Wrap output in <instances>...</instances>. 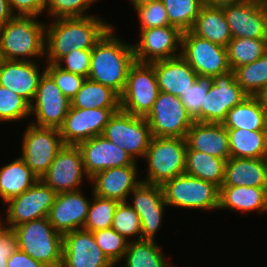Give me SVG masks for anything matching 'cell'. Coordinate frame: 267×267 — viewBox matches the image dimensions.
I'll list each match as a JSON object with an SVG mask.
<instances>
[{
    "label": "cell",
    "mask_w": 267,
    "mask_h": 267,
    "mask_svg": "<svg viewBox=\"0 0 267 267\" xmlns=\"http://www.w3.org/2000/svg\"><path fill=\"white\" fill-rule=\"evenodd\" d=\"M100 16L58 18L45 26V61L55 64L74 49H93L112 27Z\"/></svg>",
    "instance_id": "1"
},
{
    "label": "cell",
    "mask_w": 267,
    "mask_h": 267,
    "mask_svg": "<svg viewBox=\"0 0 267 267\" xmlns=\"http://www.w3.org/2000/svg\"><path fill=\"white\" fill-rule=\"evenodd\" d=\"M114 28L112 26L93 47L88 79L121 95L129 69L136 61L132 43L119 38Z\"/></svg>",
    "instance_id": "2"
},
{
    "label": "cell",
    "mask_w": 267,
    "mask_h": 267,
    "mask_svg": "<svg viewBox=\"0 0 267 267\" xmlns=\"http://www.w3.org/2000/svg\"><path fill=\"white\" fill-rule=\"evenodd\" d=\"M45 26L38 17L14 16L0 27V59L36 61L37 57L45 58Z\"/></svg>",
    "instance_id": "3"
},
{
    "label": "cell",
    "mask_w": 267,
    "mask_h": 267,
    "mask_svg": "<svg viewBox=\"0 0 267 267\" xmlns=\"http://www.w3.org/2000/svg\"><path fill=\"white\" fill-rule=\"evenodd\" d=\"M18 249L46 267H61L63 235L57 232L48 217L16 226Z\"/></svg>",
    "instance_id": "4"
},
{
    "label": "cell",
    "mask_w": 267,
    "mask_h": 267,
    "mask_svg": "<svg viewBox=\"0 0 267 267\" xmlns=\"http://www.w3.org/2000/svg\"><path fill=\"white\" fill-rule=\"evenodd\" d=\"M187 144L185 138L152 137L144 160L147 162L146 177L142 182L162 185L185 173Z\"/></svg>",
    "instance_id": "5"
},
{
    "label": "cell",
    "mask_w": 267,
    "mask_h": 267,
    "mask_svg": "<svg viewBox=\"0 0 267 267\" xmlns=\"http://www.w3.org/2000/svg\"><path fill=\"white\" fill-rule=\"evenodd\" d=\"M161 188L168 206L203 211L219 208L220 188L186 173L164 182Z\"/></svg>",
    "instance_id": "6"
},
{
    "label": "cell",
    "mask_w": 267,
    "mask_h": 267,
    "mask_svg": "<svg viewBox=\"0 0 267 267\" xmlns=\"http://www.w3.org/2000/svg\"><path fill=\"white\" fill-rule=\"evenodd\" d=\"M102 136L125 150L137 163L139 158L144 159L153 137L145 117L134 116L121 109L110 117Z\"/></svg>",
    "instance_id": "7"
},
{
    "label": "cell",
    "mask_w": 267,
    "mask_h": 267,
    "mask_svg": "<svg viewBox=\"0 0 267 267\" xmlns=\"http://www.w3.org/2000/svg\"><path fill=\"white\" fill-rule=\"evenodd\" d=\"M159 92L154 67L150 63L135 62L129 69L124 91L120 95L121 110L146 117Z\"/></svg>",
    "instance_id": "8"
},
{
    "label": "cell",
    "mask_w": 267,
    "mask_h": 267,
    "mask_svg": "<svg viewBox=\"0 0 267 267\" xmlns=\"http://www.w3.org/2000/svg\"><path fill=\"white\" fill-rule=\"evenodd\" d=\"M22 136V154L19 157L41 179L64 146L59 129L39 127L29 122Z\"/></svg>",
    "instance_id": "9"
},
{
    "label": "cell",
    "mask_w": 267,
    "mask_h": 267,
    "mask_svg": "<svg viewBox=\"0 0 267 267\" xmlns=\"http://www.w3.org/2000/svg\"><path fill=\"white\" fill-rule=\"evenodd\" d=\"M56 194L39 179L32 187L4 204L7 205L6 216L4 220L0 217V224L13 230L21 224L48 217Z\"/></svg>",
    "instance_id": "10"
},
{
    "label": "cell",
    "mask_w": 267,
    "mask_h": 267,
    "mask_svg": "<svg viewBox=\"0 0 267 267\" xmlns=\"http://www.w3.org/2000/svg\"><path fill=\"white\" fill-rule=\"evenodd\" d=\"M145 118L153 137L185 138L194 123L180 97L161 91Z\"/></svg>",
    "instance_id": "11"
},
{
    "label": "cell",
    "mask_w": 267,
    "mask_h": 267,
    "mask_svg": "<svg viewBox=\"0 0 267 267\" xmlns=\"http://www.w3.org/2000/svg\"><path fill=\"white\" fill-rule=\"evenodd\" d=\"M181 56L198 76L213 77L231 70L226 47L200 38L191 30L182 34Z\"/></svg>",
    "instance_id": "12"
},
{
    "label": "cell",
    "mask_w": 267,
    "mask_h": 267,
    "mask_svg": "<svg viewBox=\"0 0 267 267\" xmlns=\"http://www.w3.org/2000/svg\"><path fill=\"white\" fill-rule=\"evenodd\" d=\"M213 83L202 102L200 122L222 123L227 113L248 95L235 79L234 70L213 76Z\"/></svg>",
    "instance_id": "13"
},
{
    "label": "cell",
    "mask_w": 267,
    "mask_h": 267,
    "mask_svg": "<svg viewBox=\"0 0 267 267\" xmlns=\"http://www.w3.org/2000/svg\"><path fill=\"white\" fill-rule=\"evenodd\" d=\"M71 101L64 96L53 78L45 71L40 78L35 96L30 103L33 125L59 129L66 117Z\"/></svg>",
    "instance_id": "14"
},
{
    "label": "cell",
    "mask_w": 267,
    "mask_h": 267,
    "mask_svg": "<svg viewBox=\"0 0 267 267\" xmlns=\"http://www.w3.org/2000/svg\"><path fill=\"white\" fill-rule=\"evenodd\" d=\"M139 34V41L132 44L136 62L152 63L181 56L183 32L177 27L148 28Z\"/></svg>",
    "instance_id": "15"
},
{
    "label": "cell",
    "mask_w": 267,
    "mask_h": 267,
    "mask_svg": "<svg viewBox=\"0 0 267 267\" xmlns=\"http://www.w3.org/2000/svg\"><path fill=\"white\" fill-rule=\"evenodd\" d=\"M90 181L85 173L81 151L77 145H64L41 180L56 193L80 190V185Z\"/></svg>",
    "instance_id": "16"
},
{
    "label": "cell",
    "mask_w": 267,
    "mask_h": 267,
    "mask_svg": "<svg viewBox=\"0 0 267 267\" xmlns=\"http://www.w3.org/2000/svg\"><path fill=\"white\" fill-rule=\"evenodd\" d=\"M120 109H82L70 107L59 132L64 145H78L102 135L110 117Z\"/></svg>",
    "instance_id": "17"
},
{
    "label": "cell",
    "mask_w": 267,
    "mask_h": 267,
    "mask_svg": "<svg viewBox=\"0 0 267 267\" xmlns=\"http://www.w3.org/2000/svg\"><path fill=\"white\" fill-rule=\"evenodd\" d=\"M128 204L137 212L141 220L142 239L155 240L162 226L167 203L164 201L160 185L142 182L129 194ZM132 202V203H131Z\"/></svg>",
    "instance_id": "18"
},
{
    "label": "cell",
    "mask_w": 267,
    "mask_h": 267,
    "mask_svg": "<svg viewBox=\"0 0 267 267\" xmlns=\"http://www.w3.org/2000/svg\"><path fill=\"white\" fill-rule=\"evenodd\" d=\"M97 245L93 232L77 229L63 235L61 267H112Z\"/></svg>",
    "instance_id": "19"
},
{
    "label": "cell",
    "mask_w": 267,
    "mask_h": 267,
    "mask_svg": "<svg viewBox=\"0 0 267 267\" xmlns=\"http://www.w3.org/2000/svg\"><path fill=\"white\" fill-rule=\"evenodd\" d=\"M77 146L81 151L84 170L89 179L108 168L138 166L125 150L102 135L82 141Z\"/></svg>",
    "instance_id": "20"
},
{
    "label": "cell",
    "mask_w": 267,
    "mask_h": 267,
    "mask_svg": "<svg viewBox=\"0 0 267 267\" xmlns=\"http://www.w3.org/2000/svg\"><path fill=\"white\" fill-rule=\"evenodd\" d=\"M232 38H267V12L260 0L223 7Z\"/></svg>",
    "instance_id": "21"
},
{
    "label": "cell",
    "mask_w": 267,
    "mask_h": 267,
    "mask_svg": "<svg viewBox=\"0 0 267 267\" xmlns=\"http://www.w3.org/2000/svg\"><path fill=\"white\" fill-rule=\"evenodd\" d=\"M89 198L82 189L57 193L48 219L60 234L83 229L90 206Z\"/></svg>",
    "instance_id": "22"
},
{
    "label": "cell",
    "mask_w": 267,
    "mask_h": 267,
    "mask_svg": "<svg viewBox=\"0 0 267 267\" xmlns=\"http://www.w3.org/2000/svg\"><path fill=\"white\" fill-rule=\"evenodd\" d=\"M38 62L0 59V86L32 102L45 67L40 72Z\"/></svg>",
    "instance_id": "23"
},
{
    "label": "cell",
    "mask_w": 267,
    "mask_h": 267,
    "mask_svg": "<svg viewBox=\"0 0 267 267\" xmlns=\"http://www.w3.org/2000/svg\"><path fill=\"white\" fill-rule=\"evenodd\" d=\"M138 170V166H123L100 171L90 178L92 193L126 202L129 194L141 183Z\"/></svg>",
    "instance_id": "24"
},
{
    "label": "cell",
    "mask_w": 267,
    "mask_h": 267,
    "mask_svg": "<svg viewBox=\"0 0 267 267\" xmlns=\"http://www.w3.org/2000/svg\"><path fill=\"white\" fill-rule=\"evenodd\" d=\"M185 140L186 150H196L224 160L230 158L227 129L222 123L194 121Z\"/></svg>",
    "instance_id": "25"
},
{
    "label": "cell",
    "mask_w": 267,
    "mask_h": 267,
    "mask_svg": "<svg viewBox=\"0 0 267 267\" xmlns=\"http://www.w3.org/2000/svg\"><path fill=\"white\" fill-rule=\"evenodd\" d=\"M150 64L154 67L159 90L177 97L186 93L198 76L182 56Z\"/></svg>",
    "instance_id": "26"
},
{
    "label": "cell",
    "mask_w": 267,
    "mask_h": 267,
    "mask_svg": "<svg viewBox=\"0 0 267 267\" xmlns=\"http://www.w3.org/2000/svg\"><path fill=\"white\" fill-rule=\"evenodd\" d=\"M221 186L267 188V158L230 157Z\"/></svg>",
    "instance_id": "27"
},
{
    "label": "cell",
    "mask_w": 267,
    "mask_h": 267,
    "mask_svg": "<svg viewBox=\"0 0 267 267\" xmlns=\"http://www.w3.org/2000/svg\"><path fill=\"white\" fill-rule=\"evenodd\" d=\"M218 210L267 213V188L221 186Z\"/></svg>",
    "instance_id": "28"
},
{
    "label": "cell",
    "mask_w": 267,
    "mask_h": 267,
    "mask_svg": "<svg viewBox=\"0 0 267 267\" xmlns=\"http://www.w3.org/2000/svg\"><path fill=\"white\" fill-rule=\"evenodd\" d=\"M191 31L200 38L224 47L232 39L223 8L207 2L201 7Z\"/></svg>",
    "instance_id": "29"
},
{
    "label": "cell",
    "mask_w": 267,
    "mask_h": 267,
    "mask_svg": "<svg viewBox=\"0 0 267 267\" xmlns=\"http://www.w3.org/2000/svg\"><path fill=\"white\" fill-rule=\"evenodd\" d=\"M39 178L18 157L0 168V199L4 203L32 187Z\"/></svg>",
    "instance_id": "30"
},
{
    "label": "cell",
    "mask_w": 267,
    "mask_h": 267,
    "mask_svg": "<svg viewBox=\"0 0 267 267\" xmlns=\"http://www.w3.org/2000/svg\"><path fill=\"white\" fill-rule=\"evenodd\" d=\"M222 124L226 129L267 131V114L255 96H248L227 113Z\"/></svg>",
    "instance_id": "31"
},
{
    "label": "cell",
    "mask_w": 267,
    "mask_h": 267,
    "mask_svg": "<svg viewBox=\"0 0 267 267\" xmlns=\"http://www.w3.org/2000/svg\"><path fill=\"white\" fill-rule=\"evenodd\" d=\"M70 107L121 109L120 95L113 89L86 78L81 89L71 100Z\"/></svg>",
    "instance_id": "32"
},
{
    "label": "cell",
    "mask_w": 267,
    "mask_h": 267,
    "mask_svg": "<svg viewBox=\"0 0 267 267\" xmlns=\"http://www.w3.org/2000/svg\"><path fill=\"white\" fill-rule=\"evenodd\" d=\"M230 157L267 158V131L227 129Z\"/></svg>",
    "instance_id": "33"
},
{
    "label": "cell",
    "mask_w": 267,
    "mask_h": 267,
    "mask_svg": "<svg viewBox=\"0 0 267 267\" xmlns=\"http://www.w3.org/2000/svg\"><path fill=\"white\" fill-rule=\"evenodd\" d=\"M155 240L129 241L123 255L124 266L118 267H173Z\"/></svg>",
    "instance_id": "34"
},
{
    "label": "cell",
    "mask_w": 267,
    "mask_h": 267,
    "mask_svg": "<svg viewBox=\"0 0 267 267\" xmlns=\"http://www.w3.org/2000/svg\"><path fill=\"white\" fill-rule=\"evenodd\" d=\"M227 160L196 150H186L185 173L221 187Z\"/></svg>",
    "instance_id": "35"
},
{
    "label": "cell",
    "mask_w": 267,
    "mask_h": 267,
    "mask_svg": "<svg viewBox=\"0 0 267 267\" xmlns=\"http://www.w3.org/2000/svg\"><path fill=\"white\" fill-rule=\"evenodd\" d=\"M231 70L250 64L267 52V38H232L226 46Z\"/></svg>",
    "instance_id": "36"
},
{
    "label": "cell",
    "mask_w": 267,
    "mask_h": 267,
    "mask_svg": "<svg viewBox=\"0 0 267 267\" xmlns=\"http://www.w3.org/2000/svg\"><path fill=\"white\" fill-rule=\"evenodd\" d=\"M171 26L182 32L192 30L205 0H162Z\"/></svg>",
    "instance_id": "37"
},
{
    "label": "cell",
    "mask_w": 267,
    "mask_h": 267,
    "mask_svg": "<svg viewBox=\"0 0 267 267\" xmlns=\"http://www.w3.org/2000/svg\"><path fill=\"white\" fill-rule=\"evenodd\" d=\"M235 79L248 96L267 86V52L250 64L234 69Z\"/></svg>",
    "instance_id": "38"
},
{
    "label": "cell",
    "mask_w": 267,
    "mask_h": 267,
    "mask_svg": "<svg viewBox=\"0 0 267 267\" xmlns=\"http://www.w3.org/2000/svg\"><path fill=\"white\" fill-rule=\"evenodd\" d=\"M89 211L83 229L97 231L112 227L113 216L119 201L92 194Z\"/></svg>",
    "instance_id": "39"
},
{
    "label": "cell",
    "mask_w": 267,
    "mask_h": 267,
    "mask_svg": "<svg viewBox=\"0 0 267 267\" xmlns=\"http://www.w3.org/2000/svg\"><path fill=\"white\" fill-rule=\"evenodd\" d=\"M112 228L128 241H132L133 236V240L142 239L140 217L127 201L118 203L113 216Z\"/></svg>",
    "instance_id": "40"
},
{
    "label": "cell",
    "mask_w": 267,
    "mask_h": 267,
    "mask_svg": "<svg viewBox=\"0 0 267 267\" xmlns=\"http://www.w3.org/2000/svg\"><path fill=\"white\" fill-rule=\"evenodd\" d=\"M28 117H31L30 104L21 96L0 86V123H13Z\"/></svg>",
    "instance_id": "41"
},
{
    "label": "cell",
    "mask_w": 267,
    "mask_h": 267,
    "mask_svg": "<svg viewBox=\"0 0 267 267\" xmlns=\"http://www.w3.org/2000/svg\"><path fill=\"white\" fill-rule=\"evenodd\" d=\"M94 239L103 253L113 264L119 265L125 254L129 241L112 227L93 232Z\"/></svg>",
    "instance_id": "42"
},
{
    "label": "cell",
    "mask_w": 267,
    "mask_h": 267,
    "mask_svg": "<svg viewBox=\"0 0 267 267\" xmlns=\"http://www.w3.org/2000/svg\"><path fill=\"white\" fill-rule=\"evenodd\" d=\"M98 0H46L45 11L48 17L53 19L71 18V17H87L92 4Z\"/></svg>",
    "instance_id": "43"
},
{
    "label": "cell",
    "mask_w": 267,
    "mask_h": 267,
    "mask_svg": "<svg viewBox=\"0 0 267 267\" xmlns=\"http://www.w3.org/2000/svg\"><path fill=\"white\" fill-rule=\"evenodd\" d=\"M212 83V77L197 76L196 81L192 84L191 88L180 97L186 111L196 122H200L202 102L210 90Z\"/></svg>",
    "instance_id": "44"
},
{
    "label": "cell",
    "mask_w": 267,
    "mask_h": 267,
    "mask_svg": "<svg viewBox=\"0 0 267 267\" xmlns=\"http://www.w3.org/2000/svg\"><path fill=\"white\" fill-rule=\"evenodd\" d=\"M138 15L140 29L171 26L162 0L134 8Z\"/></svg>",
    "instance_id": "45"
},
{
    "label": "cell",
    "mask_w": 267,
    "mask_h": 267,
    "mask_svg": "<svg viewBox=\"0 0 267 267\" xmlns=\"http://www.w3.org/2000/svg\"><path fill=\"white\" fill-rule=\"evenodd\" d=\"M45 71L53 78L58 88L71 101L76 93L81 89L84 76H80L63 70L56 64L46 63Z\"/></svg>",
    "instance_id": "46"
},
{
    "label": "cell",
    "mask_w": 267,
    "mask_h": 267,
    "mask_svg": "<svg viewBox=\"0 0 267 267\" xmlns=\"http://www.w3.org/2000/svg\"><path fill=\"white\" fill-rule=\"evenodd\" d=\"M92 49H74L61 57L55 64L68 72L88 78Z\"/></svg>",
    "instance_id": "47"
},
{
    "label": "cell",
    "mask_w": 267,
    "mask_h": 267,
    "mask_svg": "<svg viewBox=\"0 0 267 267\" xmlns=\"http://www.w3.org/2000/svg\"><path fill=\"white\" fill-rule=\"evenodd\" d=\"M15 16L39 17L44 13L46 0H8Z\"/></svg>",
    "instance_id": "48"
},
{
    "label": "cell",
    "mask_w": 267,
    "mask_h": 267,
    "mask_svg": "<svg viewBox=\"0 0 267 267\" xmlns=\"http://www.w3.org/2000/svg\"><path fill=\"white\" fill-rule=\"evenodd\" d=\"M18 249V237L12 229L0 224V257L9 258Z\"/></svg>",
    "instance_id": "49"
},
{
    "label": "cell",
    "mask_w": 267,
    "mask_h": 267,
    "mask_svg": "<svg viewBox=\"0 0 267 267\" xmlns=\"http://www.w3.org/2000/svg\"><path fill=\"white\" fill-rule=\"evenodd\" d=\"M7 267H46L28 254L17 249L9 258Z\"/></svg>",
    "instance_id": "50"
},
{
    "label": "cell",
    "mask_w": 267,
    "mask_h": 267,
    "mask_svg": "<svg viewBox=\"0 0 267 267\" xmlns=\"http://www.w3.org/2000/svg\"><path fill=\"white\" fill-rule=\"evenodd\" d=\"M15 15L11 11L8 0H0V27L4 26Z\"/></svg>",
    "instance_id": "51"
},
{
    "label": "cell",
    "mask_w": 267,
    "mask_h": 267,
    "mask_svg": "<svg viewBox=\"0 0 267 267\" xmlns=\"http://www.w3.org/2000/svg\"><path fill=\"white\" fill-rule=\"evenodd\" d=\"M249 0H208L207 3L216 7H225L234 4L244 3Z\"/></svg>",
    "instance_id": "52"
},
{
    "label": "cell",
    "mask_w": 267,
    "mask_h": 267,
    "mask_svg": "<svg viewBox=\"0 0 267 267\" xmlns=\"http://www.w3.org/2000/svg\"><path fill=\"white\" fill-rule=\"evenodd\" d=\"M255 97L258 99L261 107L266 111L267 114V86L262 88Z\"/></svg>",
    "instance_id": "53"
},
{
    "label": "cell",
    "mask_w": 267,
    "mask_h": 267,
    "mask_svg": "<svg viewBox=\"0 0 267 267\" xmlns=\"http://www.w3.org/2000/svg\"><path fill=\"white\" fill-rule=\"evenodd\" d=\"M130 3L134 6L133 8L135 7H138V6H141V5H144V4H147V3H151V2H154V1H159V0H129Z\"/></svg>",
    "instance_id": "54"
},
{
    "label": "cell",
    "mask_w": 267,
    "mask_h": 267,
    "mask_svg": "<svg viewBox=\"0 0 267 267\" xmlns=\"http://www.w3.org/2000/svg\"><path fill=\"white\" fill-rule=\"evenodd\" d=\"M8 258L0 257V267H7Z\"/></svg>",
    "instance_id": "55"
},
{
    "label": "cell",
    "mask_w": 267,
    "mask_h": 267,
    "mask_svg": "<svg viewBox=\"0 0 267 267\" xmlns=\"http://www.w3.org/2000/svg\"><path fill=\"white\" fill-rule=\"evenodd\" d=\"M260 3L263 6V9L267 12V0H260Z\"/></svg>",
    "instance_id": "56"
}]
</instances>
